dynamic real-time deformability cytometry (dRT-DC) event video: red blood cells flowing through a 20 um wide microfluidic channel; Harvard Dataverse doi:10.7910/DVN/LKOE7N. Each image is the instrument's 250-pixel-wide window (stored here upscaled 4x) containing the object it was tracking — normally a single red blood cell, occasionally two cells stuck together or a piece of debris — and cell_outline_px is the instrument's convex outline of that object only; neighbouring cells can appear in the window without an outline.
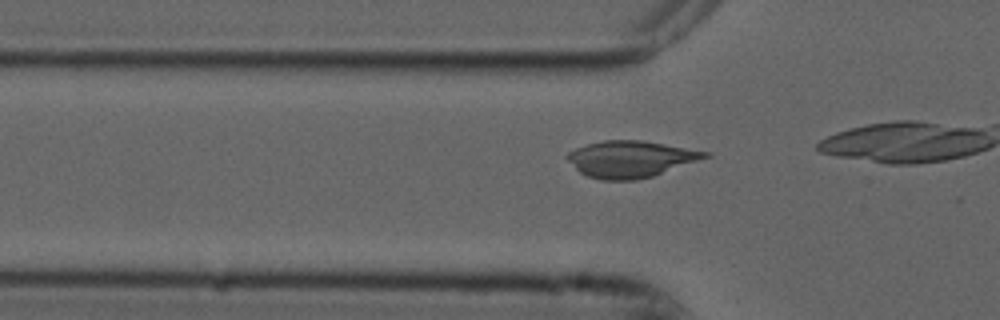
{"species": "common noctule bat (a hibernating species)", "species_latin": "Nyctalus noctula", "temperature_condition": "cold", "stored_images_in_passage": 13, "camera_frame_rate_fps": 3000, "um_per_image_px": 0.085, "animal": {"sex": "male", "forearm_length_mm": 52.5}, "frame": {"image": 1, "passage_image": 10, "time_ms": 3.0, "image_size_px": [1000, 320], "cell_outline_px": [[712, 156], [652, 176], [636, 180], [600, 180], [588, 176], [580, 172], [564, 156], [568, 152], [576, 148], [588, 144], [604, 140], [640, 140], [712, 152]], "centroid_in_image_um": [53.62, 13.52], "position_along_channel_um": 72.2, "area_um2": 29.25}}